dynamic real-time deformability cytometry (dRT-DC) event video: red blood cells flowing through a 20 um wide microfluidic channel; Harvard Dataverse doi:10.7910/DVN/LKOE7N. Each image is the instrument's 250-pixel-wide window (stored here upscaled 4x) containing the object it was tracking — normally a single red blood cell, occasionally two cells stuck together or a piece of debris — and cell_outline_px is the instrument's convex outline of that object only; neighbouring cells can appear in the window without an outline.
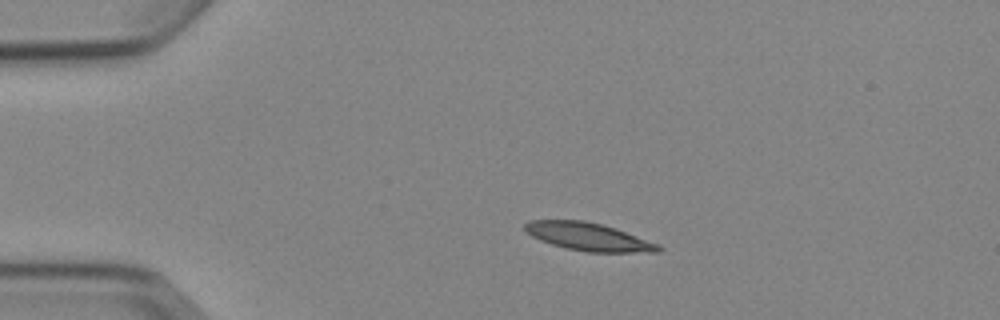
{"species": "Egyptian fruit bat (a non-hibernating species)", "species_latin": "Rousettus aegyptiacus", "temperature_condition": "cold", "stored_images_in_passage": 5, "camera_frame_rate_fps": 3000, "um_per_image_px": 0.085, "animal": {"sex": "female"}, "frame": {"image": 1, "passage_image": 4, "time_ms": 3.667, "image_size_px": [1000, 320], "cell_outline_px": [[664, 248], [660, 252], [588, 252], [568, 248], [552, 244], [540, 240], [532, 236], [524, 228], [524, 224], [528, 220], [584, 220], [616, 228], [660, 244]], "centroid_in_image_um": [50.06, 20.12], "position_along_channel_um": 34.9, "area_um2": 21.68}}